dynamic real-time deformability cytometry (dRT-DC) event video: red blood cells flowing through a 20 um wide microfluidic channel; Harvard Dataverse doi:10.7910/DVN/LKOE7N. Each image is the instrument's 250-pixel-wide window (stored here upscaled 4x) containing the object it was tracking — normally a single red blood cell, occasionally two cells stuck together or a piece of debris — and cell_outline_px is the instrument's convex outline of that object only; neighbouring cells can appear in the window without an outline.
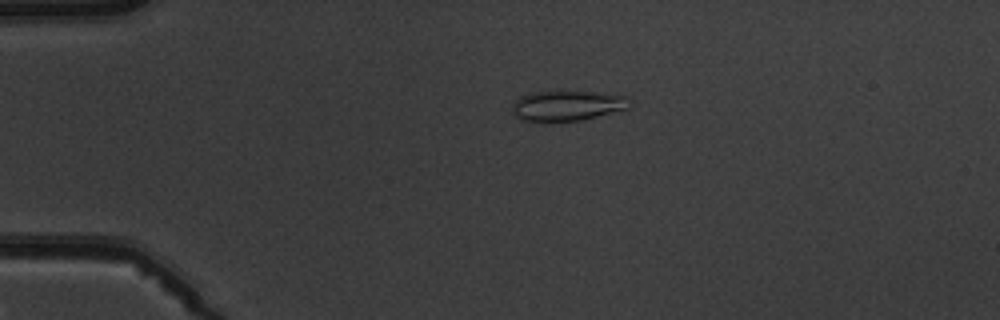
{"species": "common noctule bat (a hibernating species)", "species_latin": "Nyctalus noctula", "temperature_condition": "warm", "stored_images_in_passage": 2, "camera_frame_rate_fps": 3000, "um_per_image_px": 0.085, "animal": {"sex": "male", "body_mass_g": 19.5, "forearm_length_mm": 54.6}, "frame": {"image": 1, "passage_image": 1, "time_ms": 0.0, "image_size_px": [1000, 320], "cell_outline_px": [[632, 104], [628, 108], [580, 120], [524, 120], [516, 116], [512, 112], [512, 104], [520, 96], [532, 92], [592, 92], [628, 96], [632, 100]], "centroid_in_image_um": [48.25, 8.96], "position_along_channel_um": 36.8, "area_um2": 20.17}}